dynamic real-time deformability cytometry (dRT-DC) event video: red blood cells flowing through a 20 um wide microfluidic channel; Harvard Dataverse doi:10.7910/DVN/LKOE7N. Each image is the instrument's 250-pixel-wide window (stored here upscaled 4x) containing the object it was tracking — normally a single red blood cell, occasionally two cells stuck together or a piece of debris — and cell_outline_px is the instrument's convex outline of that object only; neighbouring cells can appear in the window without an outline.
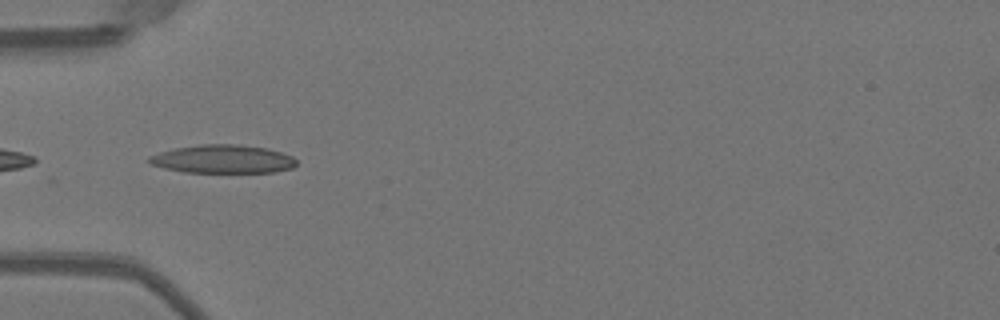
{"species": "Egyptian fruit bat (a non-hibernating species)", "species_latin": "Rousettus aegyptiacus", "temperature_condition": "warm", "stored_images_in_passage": 23, "camera_frame_rate_fps": 3000, "um_per_image_px": 0.085, "animal": {"sex": "female"}, "frame": {"image": 1, "passage_image": 14, "time_ms": 4.333, "image_size_px": [1000, 320], "cell_outline_px": [[296, 164], [292, 168], [276, 172], [184, 172], [164, 168], [148, 164], [148, 156], [160, 152], [176, 148], [200, 144], [240, 144], [268, 148], [292, 156], [296, 160]], "centroid_in_image_um": [18.93, 13.52], "position_along_channel_um": 66.1, "area_um2": 24.45}}
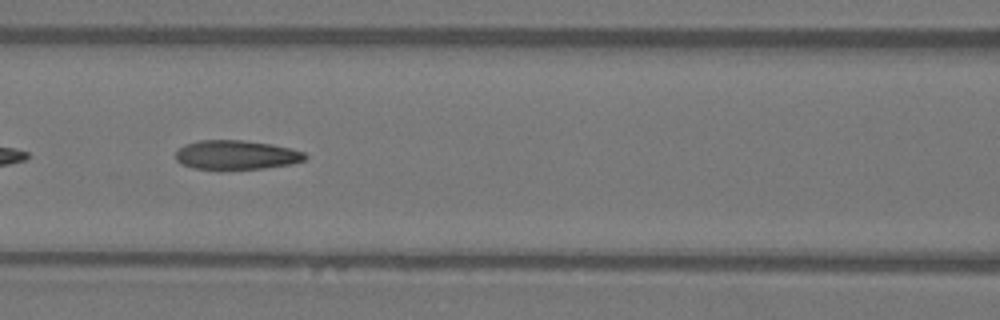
{"frame": {"image": 2, "passage_image": 20, "time_ms": 6.333, "image_size_px": [1000, 320], "cell_outline_px": [[308, 156], [304, 160], [288, 164], [264, 168], [220, 172], [192, 168], [176, 160], [176, 152], [184, 144], [200, 140], [244, 140], [272, 144], [292, 148], [304, 152]], "centroid_in_image_um": [20.06, 13.2], "position_along_channel_um": 146.5, "area_um2": 22.72}}